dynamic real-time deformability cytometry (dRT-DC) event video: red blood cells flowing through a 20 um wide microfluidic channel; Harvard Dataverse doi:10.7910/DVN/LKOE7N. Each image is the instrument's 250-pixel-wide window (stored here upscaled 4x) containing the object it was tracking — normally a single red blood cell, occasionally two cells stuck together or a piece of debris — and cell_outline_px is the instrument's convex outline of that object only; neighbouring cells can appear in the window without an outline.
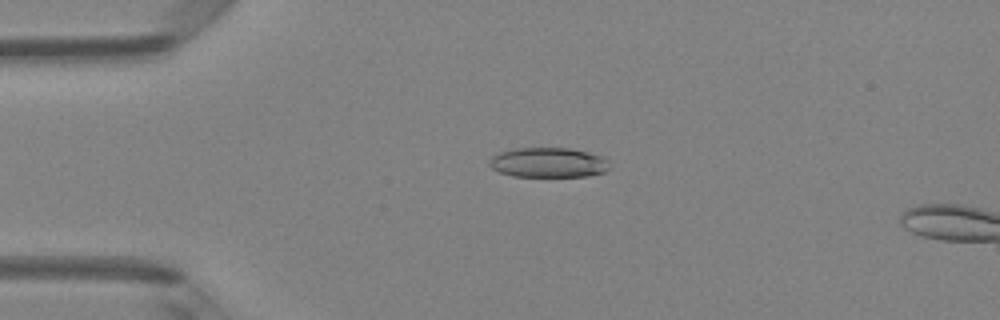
{"species": "Egyptian fruit bat (a non-hibernating species)", "species_latin": "Rousettus aegyptiacus", "temperature_condition": "room temperature", "stored_images_in_passage": 50, "camera_frame_rate_fps": 3000, "um_per_image_px": 0.085, "animal": {"sex": "female"}, "frame": {"image": 1, "passage_image": 12, "time_ms": 3.667, "image_size_px": [1000, 320], "cell_outline_px": [[608, 168], [604, 172], [588, 176], [512, 176], [500, 172], [492, 168], [488, 164], [488, 160], [492, 156], [500, 152], [516, 148], [568, 148], [588, 152], [604, 156], [608, 160]], "centroid_in_image_um": [46.6, 13.81], "position_along_channel_um": 38.4, "area_um2": 20.92}}
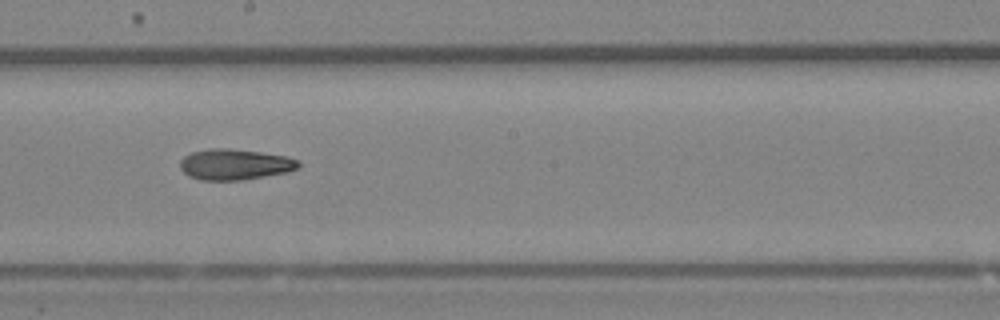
{"frame": {"image": 2, "passage_image": 28, "time_ms": 9.0, "image_size_px": [1000, 320], "cell_outline_px": [[300, 168], [288, 172], [240, 180], [200, 180], [188, 176], [180, 168], [180, 160], [184, 156], [192, 152], [208, 148], [228, 148], [260, 152], [288, 156], [300, 160]], "centroid_in_image_um": [19.98, 13.97], "position_along_channel_um": 228.2, "area_um2": 21.44}}
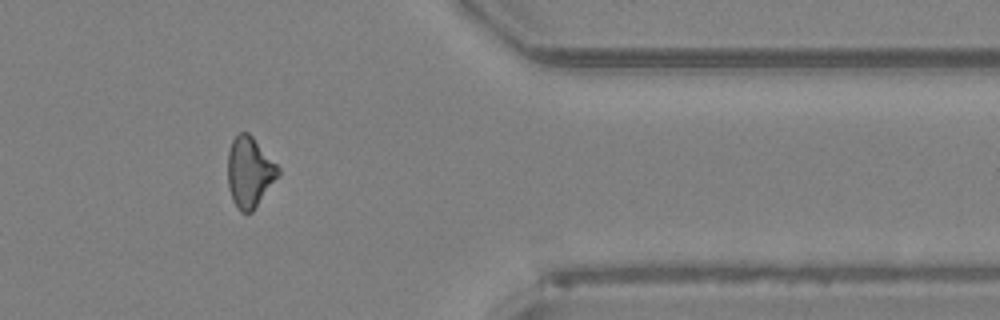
{"frame": {"image": 3, "passage_image": 41, "time_ms": 13.333, "image_size_px": [1000, 320], "cell_outline_px": [[280, 172], [252, 212], [240, 212], [232, 200], [228, 188], [228, 152], [232, 140], [240, 132], [248, 132], [252, 136], [280, 168]], "centroid_in_image_um": [21.18, 14.62], "position_along_channel_um": 390.2, "area_um2": 20.4}}